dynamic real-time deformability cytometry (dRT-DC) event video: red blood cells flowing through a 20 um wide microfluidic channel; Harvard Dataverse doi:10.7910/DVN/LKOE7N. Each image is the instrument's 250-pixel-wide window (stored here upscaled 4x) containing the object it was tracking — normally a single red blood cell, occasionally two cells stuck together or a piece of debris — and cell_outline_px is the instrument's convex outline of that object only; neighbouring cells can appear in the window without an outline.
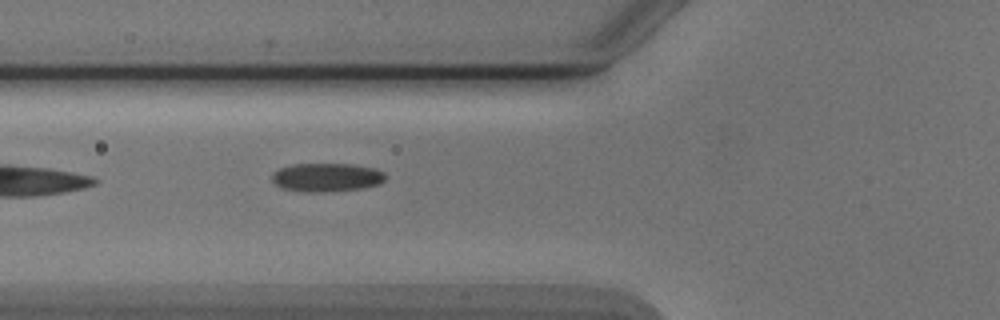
{"species": "Egyptian fruit bat (a non-hibernating species)", "species_latin": "Rousettus aegyptiacus", "temperature_condition": "cold", "stored_images_in_passage": 5, "camera_frame_rate_fps": 3000, "um_per_image_px": 0.085, "animal": {"sex": "male"}, "frame": {"image": 1, "passage_image": 5, "time_ms": 5.0, "image_size_px": [1000, 320], "cell_outline_px": [[384, 180], [380, 184], [364, 188], [324, 192], [304, 192], [280, 188], [272, 180], [272, 172], [280, 168], [292, 164], [352, 164], [376, 168], [384, 172]], "centroid_in_image_um": [27.76, 15.08], "position_along_channel_um": 98.0, "area_um2": 19.07}}